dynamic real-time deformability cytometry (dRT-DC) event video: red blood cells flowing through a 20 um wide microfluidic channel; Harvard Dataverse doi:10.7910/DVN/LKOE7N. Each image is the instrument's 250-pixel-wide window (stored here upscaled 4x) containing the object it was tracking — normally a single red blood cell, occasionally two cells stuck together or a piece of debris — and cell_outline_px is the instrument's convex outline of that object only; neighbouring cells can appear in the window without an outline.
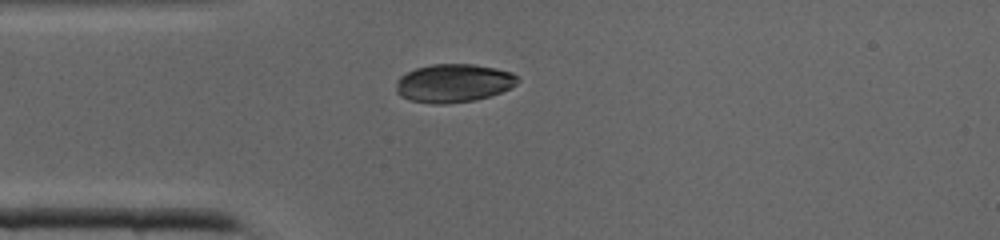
{"species": "common noctule bat (a hibernating species)", "species_latin": "Nyctalus noctula", "temperature_condition": "cold", "stored_images_in_passage": 31, "camera_frame_rate_fps": 3000, "um_per_image_px": 0.085, "animal": {"sex": "male", "body_mass_g": 19.0, "forearm_length_mm": 50.8}, "frame": {"image": 1, "passage_image": 1, "time_ms": 0.0, "image_size_px": [1000, 240], "cell_outline_px": [[520, 80], [516, 84], [500, 92], [488, 96], [472, 100], [444, 104], [432, 104], [408, 100], [400, 96], [396, 92], [396, 80], [400, 76], [416, 68], [432, 64], [472, 64], [496, 68], [512, 72]], "centroid_in_image_um": [38.51, 7.06], "position_along_channel_um": 46.5, "area_um2": 27.11}}
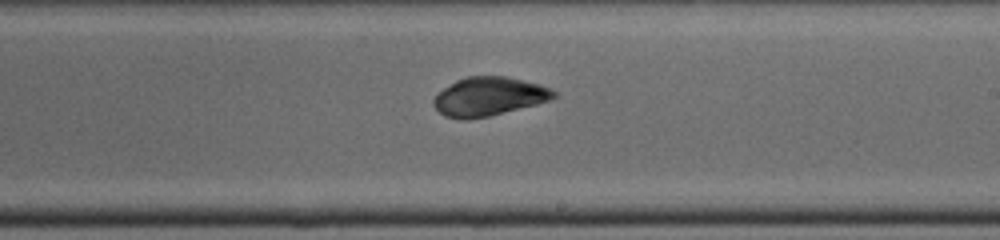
{"frame": {"image": 2, "passage_image": 14, "time_ms": 4.333, "image_size_px": [1000, 240], "cell_outline_px": [[556, 96], [548, 100], [536, 104], [488, 116], [464, 120], [444, 116], [432, 104], [432, 100], [436, 92], [456, 80], [468, 76], [508, 76], [540, 84], [556, 92]], "centroid_in_image_um": [41.5, 8.19], "position_along_channel_um": 247.5, "area_um2": 27.11}}
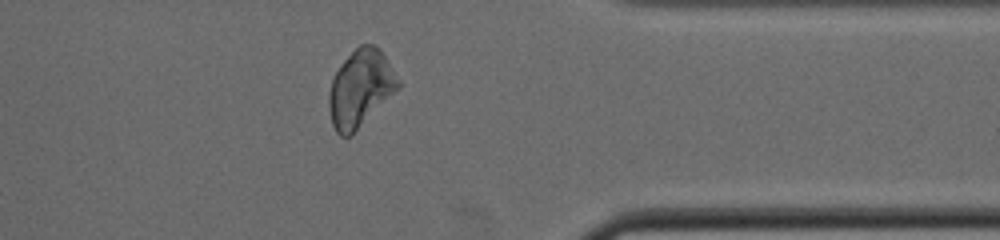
{"frame": {"image": 3, "passage_image": 23, "time_ms": 7.333, "image_size_px": [1000, 240], "cell_outline_px": [[400, 88], [352, 136], [340, 136], [336, 132], [332, 124], [328, 108], [328, 96], [332, 80], [340, 64], [360, 44], [372, 44], [380, 48], [400, 80]], "centroid_in_image_um": [30.65, 7.54], "position_along_channel_um": 380.8, "area_um2": 31.33}}